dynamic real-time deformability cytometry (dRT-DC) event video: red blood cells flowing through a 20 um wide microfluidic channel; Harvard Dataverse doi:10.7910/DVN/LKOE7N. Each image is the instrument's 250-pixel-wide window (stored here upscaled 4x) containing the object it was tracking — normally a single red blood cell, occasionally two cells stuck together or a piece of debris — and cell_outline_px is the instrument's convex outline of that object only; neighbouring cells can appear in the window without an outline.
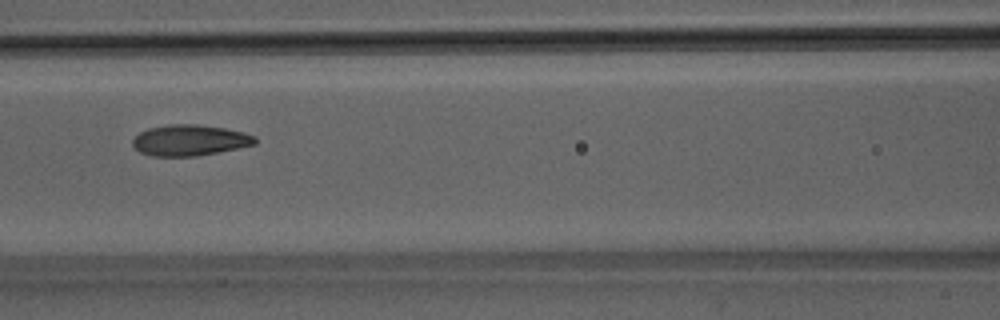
{"species": "Egyptian fruit bat (a non-hibernating species)", "species_latin": "Rousettus aegyptiacus", "temperature_condition": "room temperature", "stored_images_in_passage": 42, "camera_frame_rate_fps": 3000, "um_per_image_px": 0.085, "animal": {"sex": "male"}, "frame": {"image": 1, "passage_image": 14, "time_ms": 4.333, "image_size_px": [1000, 320], "cell_outline_px": [[256, 144], [196, 156], [152, 156], [140, 152], [132, 144], [132, 140], [140, 132], [148, 128], [172, 124], [196, 124], [224, 128], [244, 132], [256, 136]], "centroid_in_image_um": [16.12, 11.91], "position_along_channel_um": 150.5, "area_um2": 21.91}}
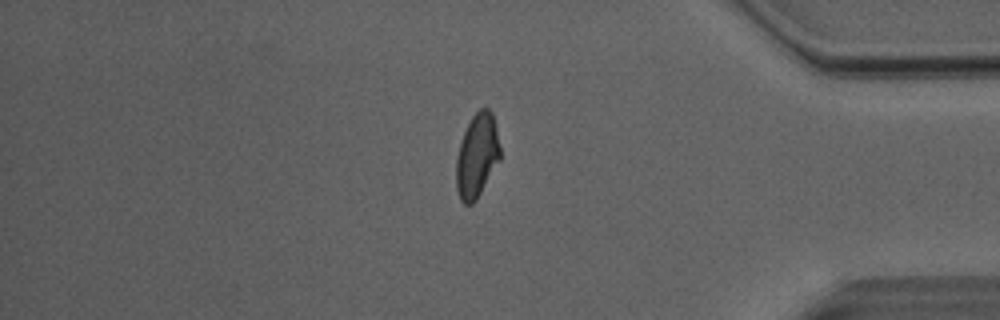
{"frame": {"image": 2, "passage_image": 34, "time_ms": 11.0, "image_size_px": [1000, 320], "cell_outline_px": [[500, 160], [476, 200], [472, 204], [464, 204], [460, 200], [456, 188], [456, 156], [464, 132], [472, 116], [480, 108], [488, 108], [492, 112], [496, 128], [500, 148]], "centroid_in_image_um": [40.54, 13.25], "position_along_channel_um": 394.7, "area_um2": 21.44}}
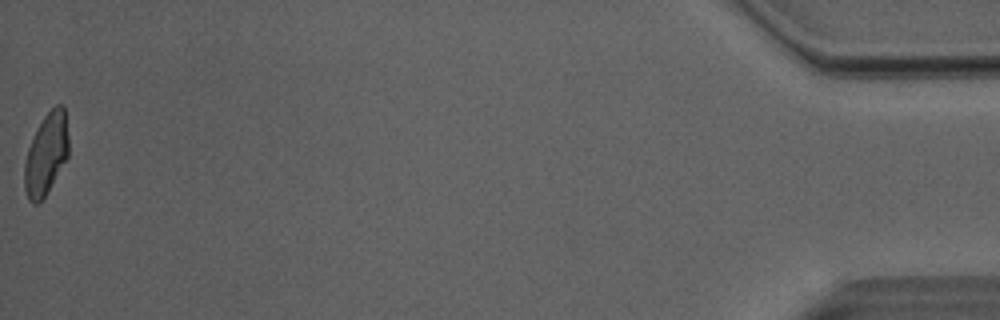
{"frame": {"image": 3, "passage_image": 42, "time_ms": 13.667, "image_size_px": [1000, 320], "cell_outline_px": [[68, 156], [44, 196], [36, 204], [32, 204], [28, 200], [24, 188], [24, 164], [28, 148], [44, 116], [56, 104], [64, 104], [68, 136]], "centroid_in_image_um": [3.92, 13.09], "position_along_channel_um": 431.3, "area_um2": 20.63}, "authors_computed_cell_mechanics": {"area_um2": 21.7328, "velocity_mm_per_s": 4.0737, "shape_relaxation_time_tau1_ms": 5.2296, "shape_relaxation_time_tau2_ms": 1.3008, "deformation_change_tau1": 0.1716, "deformation_change_tau2": 0.0756}}